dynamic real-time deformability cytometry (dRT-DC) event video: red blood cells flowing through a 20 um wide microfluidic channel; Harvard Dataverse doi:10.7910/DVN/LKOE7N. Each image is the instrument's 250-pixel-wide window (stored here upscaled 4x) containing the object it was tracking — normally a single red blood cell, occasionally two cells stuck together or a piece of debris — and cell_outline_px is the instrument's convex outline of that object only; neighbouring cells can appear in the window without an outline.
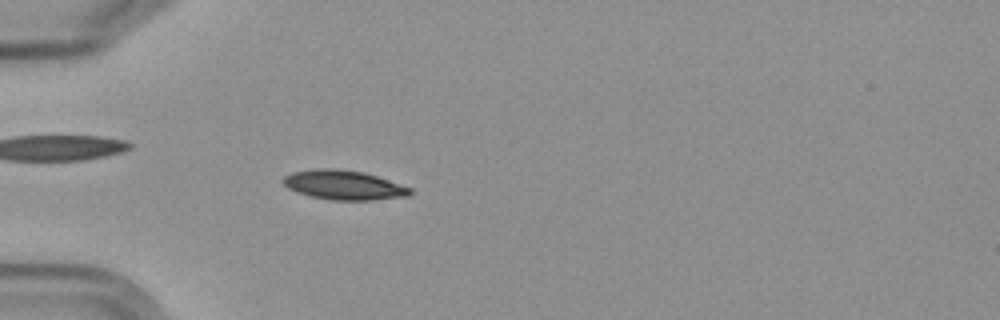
{"species": "Egyptian fruit bat (a non-hibernating species)", "species_latin": "Rousettus aegyptiacus", "temperature_condition": "cold", "stored_images_in_passage": 4, "camera_frame_rate_fps": 3000, "um_per_image_px": 0.085, "frame": {"image": 1, "passage_image": 4, "time_ms": 4.333, "image_size_px": [1000, 320], "cell_outline_px": [[412, 192], [408, 196], [372, 200], [328, 200], [296, 192], [288, 188], [280, 180], [284, 176], [292, 172], [316, 168], [336, 168], [364, 172], [412, 188]], "centroid_in_image_um": [29.19, 15.72], "position_along_channel_um": 55.8, "area_um2": 21.85}}